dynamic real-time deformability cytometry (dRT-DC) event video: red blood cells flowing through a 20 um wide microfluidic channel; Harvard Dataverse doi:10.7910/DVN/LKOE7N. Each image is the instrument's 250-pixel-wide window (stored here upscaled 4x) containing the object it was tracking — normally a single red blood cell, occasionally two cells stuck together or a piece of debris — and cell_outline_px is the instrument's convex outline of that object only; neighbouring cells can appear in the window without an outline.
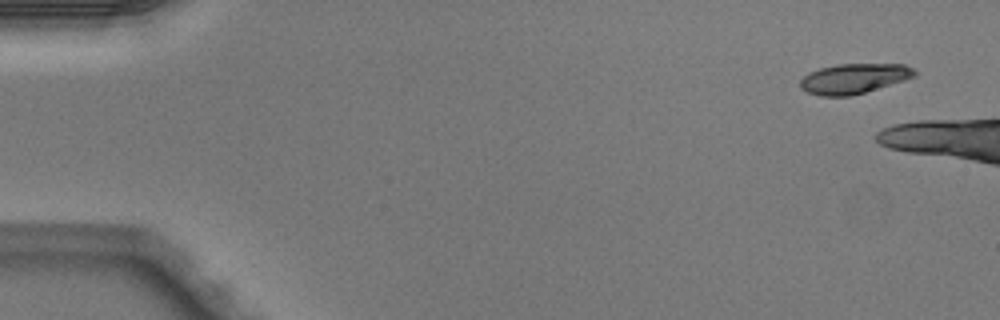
{"species": "Egyptian fruit bat (a non-hibernating species)", "species_latin": "Rousettus aegyptiacus", "temperature_condition": "warm", "stored_images_in_passage": 4, "segment_of_instrument_passage": [2, 2], "camera_frame_rate_fps": 3000, "um_per_image_px": 0.085, "animal": {"sex": "male"}, "frame": {"image": 1, "passage_image": 4, "time_ms": 1.0, "image_size_px": [1000, 320], "cell_outline_px": [[916, 76], [904, 80], [852, 96], [820, 96], [808, 92], [800, 88], [800, 80], [808, 72], [820, 68], [836, 64], [904, 64], [912, 68], [916, 72]], "centroid_in_image_um": [72.56, 6.68], "position_along_channel_um": 12.4, "area_um2": 20.0}}